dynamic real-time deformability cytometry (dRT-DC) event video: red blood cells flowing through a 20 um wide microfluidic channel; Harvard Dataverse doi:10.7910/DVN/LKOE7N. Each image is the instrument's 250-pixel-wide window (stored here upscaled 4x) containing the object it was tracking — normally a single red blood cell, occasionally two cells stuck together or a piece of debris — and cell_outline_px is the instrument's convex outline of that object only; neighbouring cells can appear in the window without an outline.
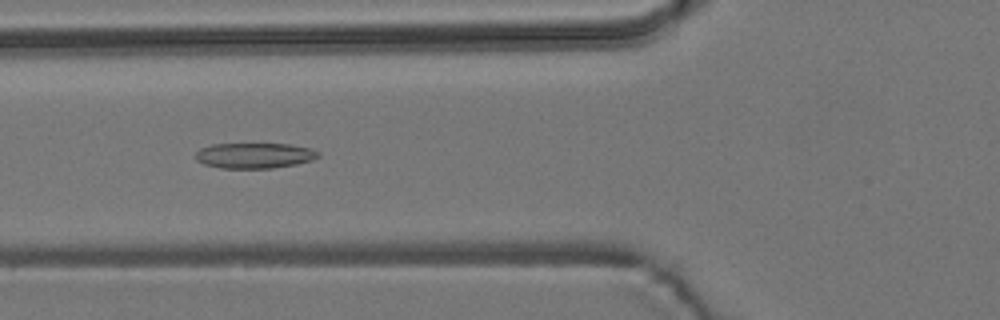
{"species": "common noctule bat (a hibernating species)", "species_latin": "Nyctalus noctula", "temperature_condition": "room temperature", "stored_images_in_passage": 38, "camera_frame_rate_fps": 3000, "um_per_image_px": 0.085, "animal": {"sex": "male", "body_mass_g": 19.2, "forearm_length_mm": 51.8}, "frame": {"image": 1, "passage_image": 9, "time_ms": 2.667, "image_size_px": [1000, 320], "cell_outline_px": [[320, 156], [312, 160], [296, 164], [272, 168], [220, 168], [204, 164], [196, 160], [196, 152], [200, 148], [212, 144], [288, 144], [312, 148], [320, 152]], "centroid_in_image_um": [21.64, 13.22], "position_along_channel_um": 104.2, "area_um2": 18.26}}
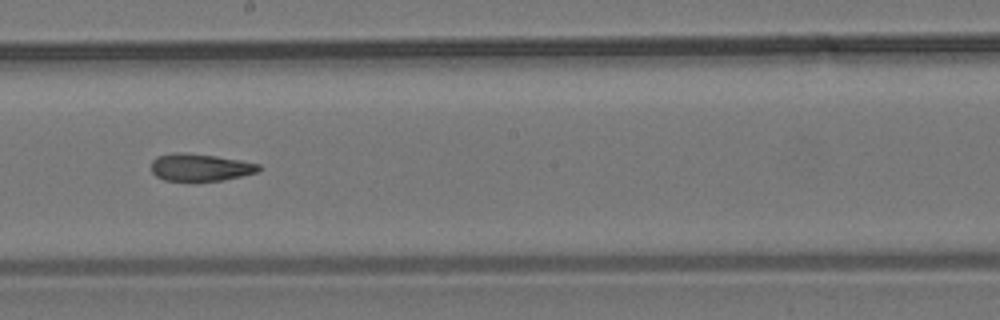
{"frame": {"image": 2, "passage_image": 19, "time_ms": 6.0, "image_size_px": [1000, 320], "cell_outline_px": [[260, 168], [256, 172], [240, 176], [220, 180], [164, 180], [156, 176], [152, 172], [152, 160], [156, 156], [172, 152], [180, 152], [216, 156], [240, 160], [260, 164]], "centroid_in_image_um": [16.97, 14.2], "position_along_channel_um": 231.2, "area_um2": 16.88}}
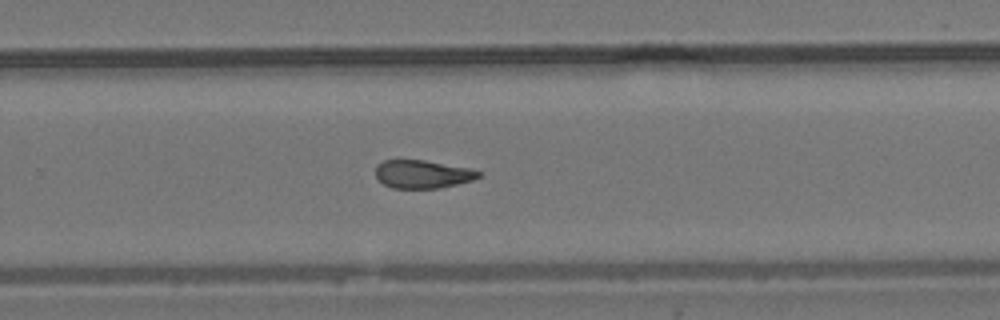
{"frame": {"image": 3, "passage_image": 24, "time_ms": 7.667, "image_size_px": [1000, 320], "cell_outline_px": [[480, 176], [472, 180], [440, 188], [392, 188], [384, 184], [376, 176], [376, 164], [384, 160], [424, 160], [468, 168], [480, 172]], "centroid_in_image_um": [35.88, 14.8], "position_along_channel_um": 293.9, "area_um2": 16.7}, "authors_computed_cell_mechanics": {"area_um2": 17.4267, "velocity_mm_per_s": 3.8068, "shape_relaxation_time_tau1_ms": null, "shape_relaxation_time_tau2_ms": 6.1145, "deformation_change_tau1": null, "deformation_change_tau2": 0.1683}}